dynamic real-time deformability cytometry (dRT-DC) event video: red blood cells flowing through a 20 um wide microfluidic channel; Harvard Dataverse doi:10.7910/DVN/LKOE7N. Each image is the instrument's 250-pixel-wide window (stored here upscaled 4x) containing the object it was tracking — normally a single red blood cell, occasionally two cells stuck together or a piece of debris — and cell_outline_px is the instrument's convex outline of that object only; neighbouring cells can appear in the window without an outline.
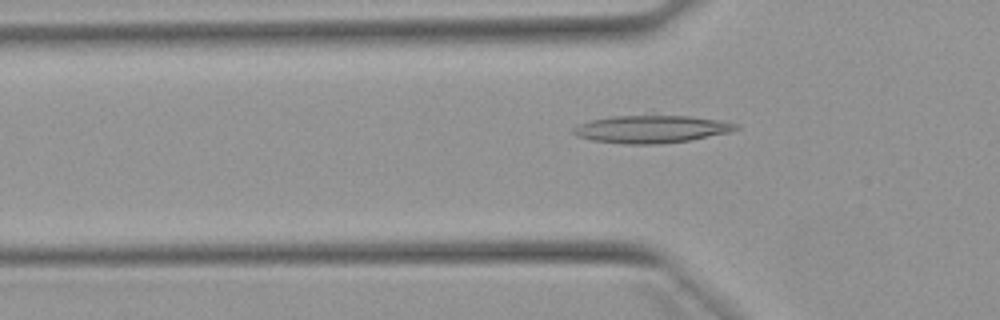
{"species": "Egyptian fruit bat (a non-hibernating species)", "species_latin": "Rousettus aegyptiacus", "temperature_condition": "warm", "stored_images_in_passage": 51, "camera_frame_rate_fps": 3000, "um_per_image_px": 0.085, "animal": {"sex": "female"}, "frame": {"image": 1, "passage_image": 16, "time_ms": 5.0, "image_size_px": [1000, 320], "cell_outline_px": [[740, 128], [732, 132], [692, 140], [660, 144], [624, 144], [592, 140], [576, 136], [572, 132], [572, 128], [588, 120], [612, 116], [692, 116], [720, 120], [736, 124]], "centroid_in_image_um": [55.38, 10.98], "position_along_channel_um": 70.4, "area_um2": 26.3}}
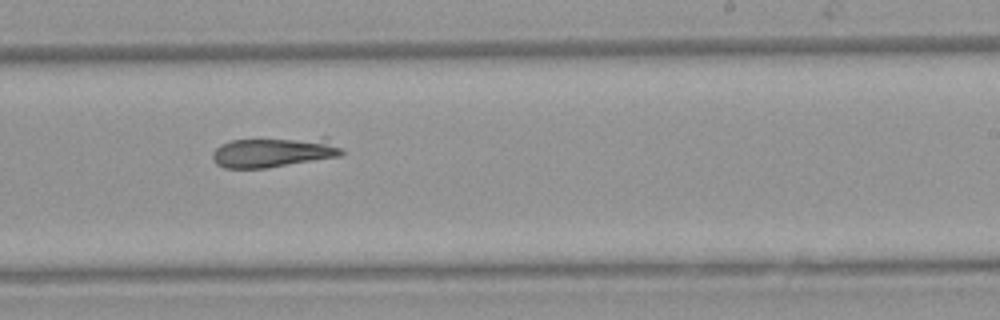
{"frame": {"image": 2, "passage_image": 31, "time_ms": 10.0, "image_size_px": [1000, 320], "cell_outline_px": [[344, 152], [340, 156], [264, 168], [224, 168], [216, 164], [212, 160], [212, 152], [220, 144], [232, 140], [320, 136], [328, 136]], "centroid_in_image_um": [23.29, 12.9], "position_along_channel_um": 265.7, "area_um2": 23.12}}
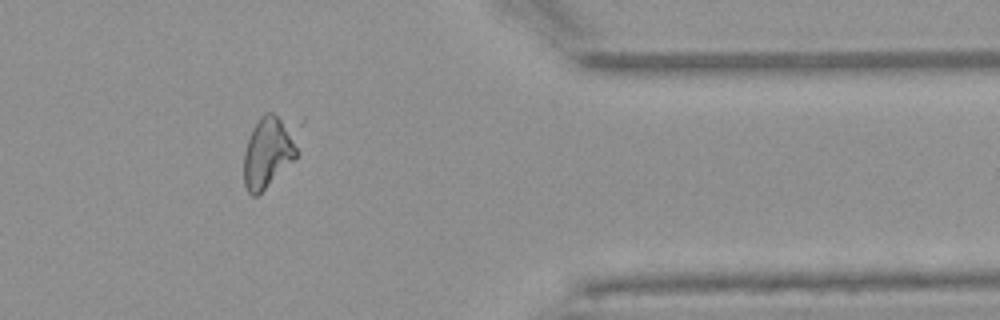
{"frame": {"image": 3, "passage_image": 42, "time_ms": 13.667, "image_size_px": [1000, 320], "cell_outline_px": [[304, 120], [300, 152], [256, 196], [252, 196], [248, 192], [244, 184], [244, 152], [252, 128], [260, 116], [264, 112], [272, 112], [304, 116]], "centroid_in_image_um": [23.03, 12.62], "position_along_channel_um": 388.4, "area_um2": 24.68}, "authors_computed_cell_mechanics": {"area_um2": 24.1604, "velocity_mm_per_s": 3.9043, "shape_relaxation_time_tau1_ms": 8.2529, "shape_relaxation_time_tau2_ms": null, "deformation_change_tau1": 0.1812, "deformation_change_tau2": null}}